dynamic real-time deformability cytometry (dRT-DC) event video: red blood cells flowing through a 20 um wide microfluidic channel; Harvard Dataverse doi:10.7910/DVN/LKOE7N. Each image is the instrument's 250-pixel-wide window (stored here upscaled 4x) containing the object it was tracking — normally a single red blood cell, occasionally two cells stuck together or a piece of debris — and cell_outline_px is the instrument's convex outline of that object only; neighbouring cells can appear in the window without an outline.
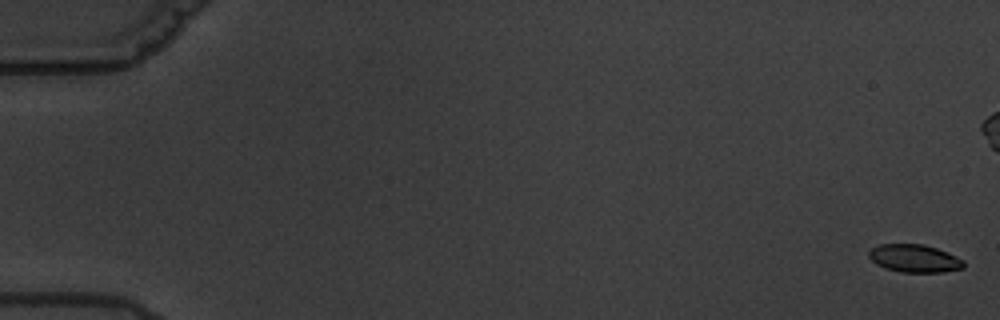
{"species": "common noctule bat (a hibernating species)", "species_latin": "Nyctalus noctula", "temperature_condition": "warm", "stored_images_in_passage": 4, "camera_frame_rate_fps": 3000, "um_per_image_px": 0.085, "animal": {"sex": "male", "body_mass_g": 19.5, "forearm_length_mm": 54.6}, "frame": {"image": 1, "passage_image": 1, "time_ms": 0.0, "image_size_px": [1000, 320], "cell_outline_px": [[964, 268], [940, 272], [900, 272], [884, 268], [876, 264], [868, 256], [868, 252], [872, 248], [880, 244], [924, 244], [948, 252], [964, 260]], "centroid_in_image_um": [77.72, 21.96], "position_along_channel_um": 7.3, "area_um2": 15.43}}